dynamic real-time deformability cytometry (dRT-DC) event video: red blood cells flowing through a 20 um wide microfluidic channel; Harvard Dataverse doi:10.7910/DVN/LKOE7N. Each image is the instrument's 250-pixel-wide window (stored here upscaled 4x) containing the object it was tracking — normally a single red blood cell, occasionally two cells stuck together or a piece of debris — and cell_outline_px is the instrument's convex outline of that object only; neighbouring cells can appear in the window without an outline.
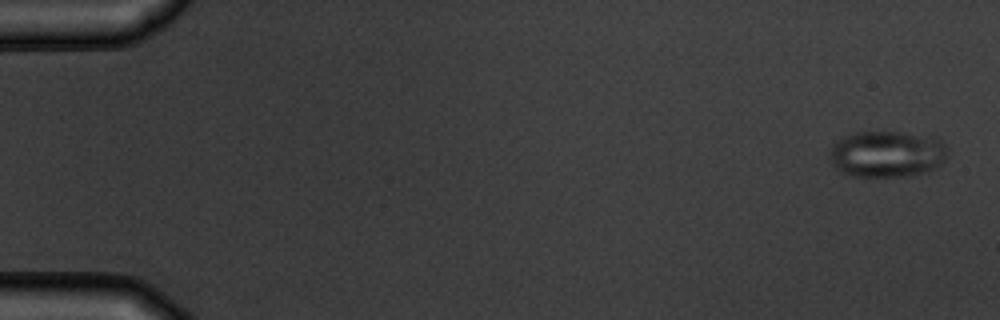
{"species": "common noctule bat (a hibernating species)", "species_latin": "Nyctalus noctula", "temperature_condition": "warm", "stored_images_in_passage": 6, "camera_frame_rate_fps": 3000, "um_per_image_px": 0.085, "animal": {"sex": "male", "body_mass_g": 19.5, "forearm_length_mm": 54.6}, "frame": {"image": 1, "passage_image": 1, "time_ms": 0.0, "image_size_px": [1000, 320], "cell_outline_px": [[948, 152], [944, 160], [936, 168], [928, 172], [908, 176], [852, 176], [840, 172], [832, 164], [828, 156], [828, 152], [832, 144], [836, 140], [844, 136], [856, 132], [904, 132], [936, 136], [948, 148]], "centroid_in_image_um": [75.39, 13.08], "position_along_channel_um": 9.6, "area_um2": 32.54}}